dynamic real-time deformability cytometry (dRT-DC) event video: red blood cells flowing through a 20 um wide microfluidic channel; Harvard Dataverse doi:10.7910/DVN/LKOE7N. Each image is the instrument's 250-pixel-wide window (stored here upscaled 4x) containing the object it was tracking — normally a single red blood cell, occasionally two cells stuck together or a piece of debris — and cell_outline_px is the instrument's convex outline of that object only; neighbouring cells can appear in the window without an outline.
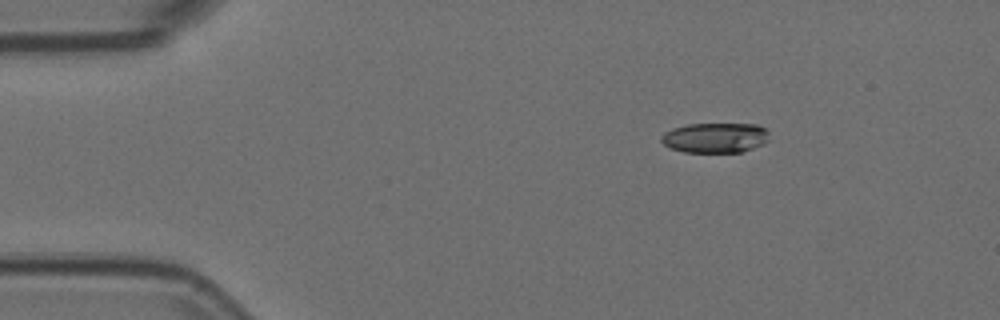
{"species": "Egyptian fruit bat (a non-hibernating species)", "species_latin": "Rousettus aegyptiacus", "temperature_condition": "room temperature", "stored_images_in_passage": 3, "camera_frame_rate_fps": 3000, "um_per_image_px": 0.085, "animal": {"sex": "female"}, "frame": {"image": 1, "passage_image": 1, "time_ms": 0.0, "image_size_px": [1000, 320], "cell_outline_px": [[768, 140], [764, 144], [740, 152], [684, 152], [672, 148], [664, 144], [660, 140], [660, 136], [664, 132], [672, 128], [688, 124], [756, 124], [764, 128], [768, 132]], "centroid_in_image_um": [60.77, 11.7], "position_along_channel_um": 24.2, "area_um2": 18.9}}